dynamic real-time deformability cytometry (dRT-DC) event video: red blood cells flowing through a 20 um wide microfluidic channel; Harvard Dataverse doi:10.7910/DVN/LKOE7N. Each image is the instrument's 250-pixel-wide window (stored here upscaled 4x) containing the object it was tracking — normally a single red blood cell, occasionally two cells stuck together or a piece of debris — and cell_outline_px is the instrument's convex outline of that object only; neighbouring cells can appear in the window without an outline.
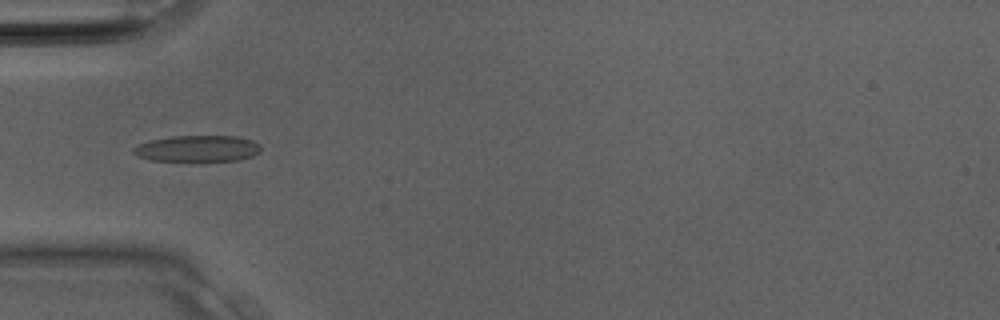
{"species": "Egyptian fruit bat (a non-hibernating species)", "species_latin": "Rousettus aegyptiacus", "temperature_condition": "room temperature", "stored_images_in_passage": 17, "camera_frame_rate_fps": 3000, "um_per_image_px": 0.085, "animal": {"sex": "male"}, "frame": {"image": 1, "passage_image": 10, "time_ms": 3.0, "image_size_px": [1000, 320], "cell_outline_px": [[260, 152], [252, 156], [240, 160], [204, 164], [200, 164], [152, 160], [140, 156], [132, 152], [132, 148], [140, 144], [152, 140], [172, 136], [236, 136], [252, 140], [260, 144]], "centroid_in_image_um": [16.83, 12.68], "position_along_channel_um": 68.2, "area_um2": 20.52}}